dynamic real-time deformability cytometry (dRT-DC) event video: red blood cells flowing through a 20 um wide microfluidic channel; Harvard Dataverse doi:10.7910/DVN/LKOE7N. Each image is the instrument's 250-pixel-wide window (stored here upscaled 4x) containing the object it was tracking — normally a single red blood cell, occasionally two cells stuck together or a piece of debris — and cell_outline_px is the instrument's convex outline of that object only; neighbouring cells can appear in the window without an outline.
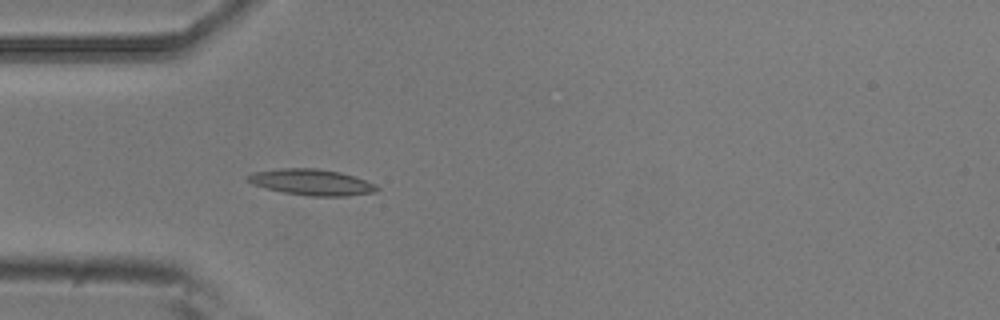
{"species": "common noctule bat (a hibernating species)", "species_latin": "Nyctalus noctula", "temperature_condition": "room temperature", "stored_images_in_passage": 5, "camera_frame_rate_fps": 3000, "um_per_image_px": 0.085, "animal": {"sex": "male", "body_mass_g": 20.5, "forearm_length_mm": 52.5}, "frame": {"image": 1, "passage_image": 5, "time_ms": 1.333, "image_size_px": [1000, 320], "cell_outline_px": [[380, 188], [376, 192], [348, 196], [308, 196], [284, 192], [264, 188], [252, 184], [248, 180], [248, 176], [252, 172], [280, 168], [316, 168], [340, 172], [376, 184]], "centroid_in_image_um": [26.49, 15.49], "position_along_channel_um": 58.5, "area_um2": 19.59}}